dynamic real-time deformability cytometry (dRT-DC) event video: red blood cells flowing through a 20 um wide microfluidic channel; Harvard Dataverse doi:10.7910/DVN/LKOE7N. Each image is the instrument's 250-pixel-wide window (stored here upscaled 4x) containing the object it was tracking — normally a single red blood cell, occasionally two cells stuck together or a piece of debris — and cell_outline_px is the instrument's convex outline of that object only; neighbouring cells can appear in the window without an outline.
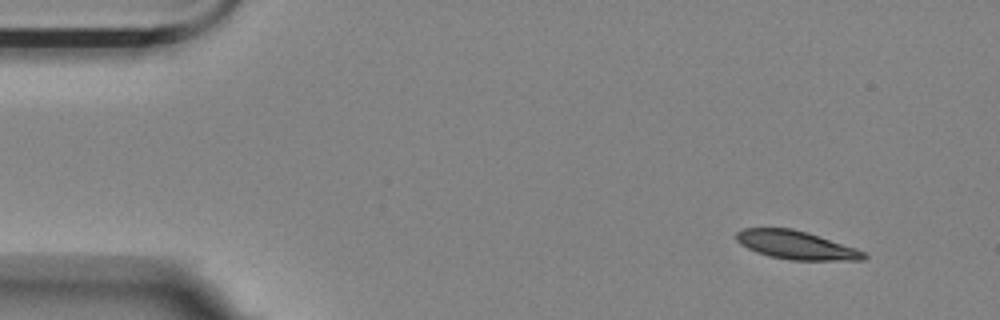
{"species": "Egyptian fruit bat (a non-hibernating species)", "species_latin": "Rousettus aegyptiacus", "temperature_condition": "room temperature", "stored_images_in_passage": 4, "camera_frame_rate_fps": 3000, "um_per_image_px": 0.085, "animal": {"sex": "female"}, "frame": {"image": 1, "passage_image": 1, "time_ms": 0.0, "image_size_px": [1000, 320], "cell_outline_px": [[868, 256], [864, 260], [792, 260], [768, 256], [756, 252], [740, 244], [736, 240], [736, 232], [744, 228], [792, 228], [808, 232], [856, 248], [864, 252]], "centroid_in_image_um": [67.66, 20.83], "position_along_channel_um": 17.3, "area_um2": 21.15}}
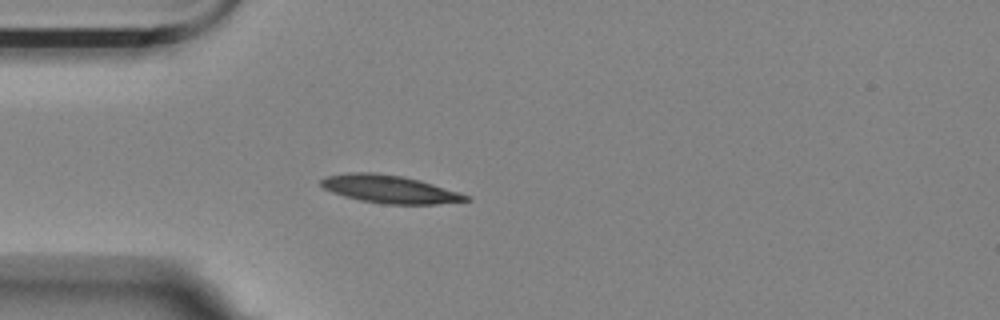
{"frame": {"image": 2, "passage_image": 4, "time_ms": 1.0, "image_size_px": [1000, 320], "cell_outline_px": [[472, 200], [436, 204], [384, 204], [360, 200], [344, 196], [332, 192], [324, 188], [320, 184], [320, 180], [328, 176], [348, 172], [372, 172], [404, 176], [420, 180], [460, 192], [472, 196]], "centroid_in_image_um": [33.16, 16.08], "position_along_channel_um": 51.8, "area_um2": 23.64}}